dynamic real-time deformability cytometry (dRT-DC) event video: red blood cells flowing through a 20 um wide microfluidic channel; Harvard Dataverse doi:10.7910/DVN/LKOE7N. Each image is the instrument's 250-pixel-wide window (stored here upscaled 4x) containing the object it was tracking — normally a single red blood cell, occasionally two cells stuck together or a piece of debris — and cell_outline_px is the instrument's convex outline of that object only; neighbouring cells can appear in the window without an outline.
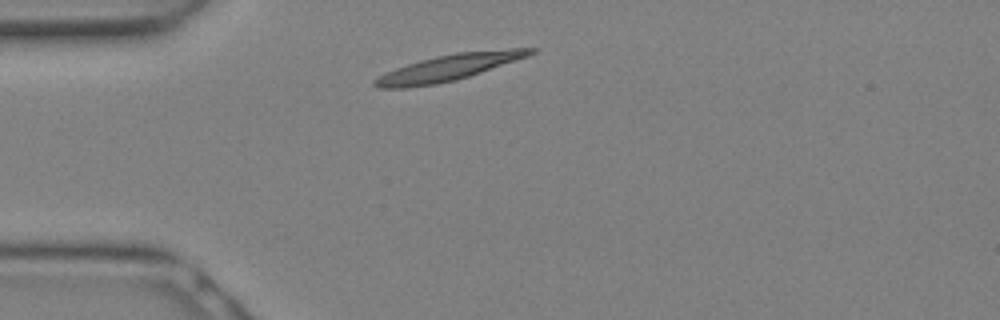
{"species": "Egyptian fruit bat (a non-hibernating species)", "species_latin": "Rousettus aegyptiacus", "temperature_condition": "warm", "stored_images_in_passage": 4, "camera_frame_rate_fps": 3000, "um_per_image_px": 0.085, "animal": {"sex": "female"}, "frame": {"image": 1, "passage_image": 1, "time_ms": 0.0, "image_size_px": [1000, 320], "cell_outline_px": [[536, 52], [528, 56], [456, 80], [436, 84], [404, 88], [380, 88], [372, 84], [372, 80], [376, 76], [384, 72], [420, 60], [436, 56], [456, 52], [508, 48], [536, 48]], "centroid_in_image_um": [38.1, 5.74], "position_along_channel_um": 46.9, "area_um2": 23.76}}
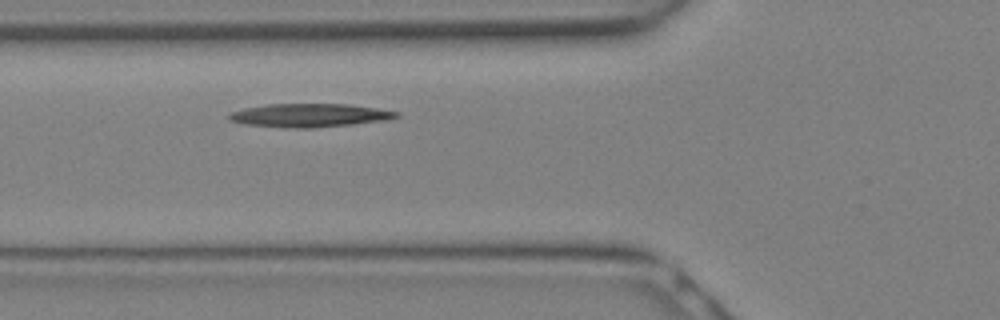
{"frame": {"image": 2, "passage_image": 4, "time_ms": 1.0, "image_size_px": [1000, 320], "cell_outline_px": [[400, 116], [380, 120], [352, 124], [312, 128], [284, 128], [244, 124], [228, 120], [228, 116], [232, 112], [244, 108], [268, 104], [348, 104], [376, 108], [400, 112]], "centroid_in_image_um": [26.25, 9.8], "position_along_channel_um": 99.5, "area_um2": 22.72}}